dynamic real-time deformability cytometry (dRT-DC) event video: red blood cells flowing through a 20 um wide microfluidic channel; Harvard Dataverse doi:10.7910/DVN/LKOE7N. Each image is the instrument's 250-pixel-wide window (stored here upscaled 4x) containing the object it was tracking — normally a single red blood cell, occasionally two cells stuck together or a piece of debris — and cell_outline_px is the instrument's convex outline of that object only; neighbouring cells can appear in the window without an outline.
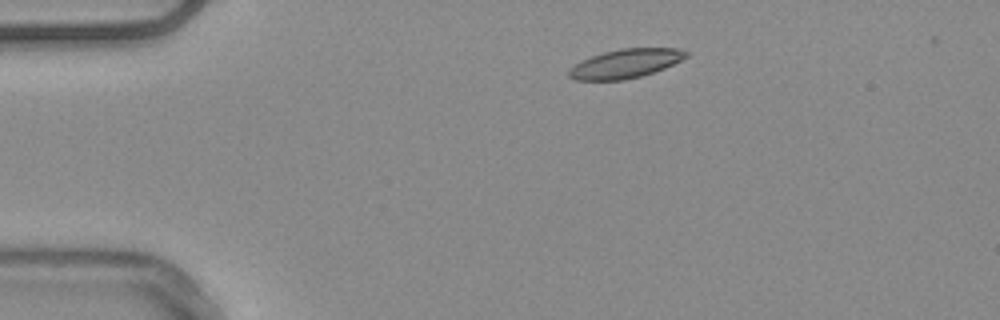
{"species": "common noctule bat (a hibernating species)", "species_latin": "Nyctalus noctula", "temperature_condition": "warm", "stored_images_in_passage": 45, "camera_frame_rate_fps": 3000, "um_per_image_px": 0.085, "animal": {"sex": "male", "body_mass_g": 20.4}, "frame": {"image": 1, "passage_image": 1, "time_ms": 0.0, "image_size_px": [1000, 320], "cell_outline_px": [[688, 56], [664, 68], [640, 76], [624, 80], [572, 80], [568, 76], [568, 72], [580, 60], [604, 52], [620, 48], [680, 48], [688, 52]], "centroid_in_image_um": [53.15, 5.4], "position_along_channel_um": 31.8, "area_um2": 19.65}}
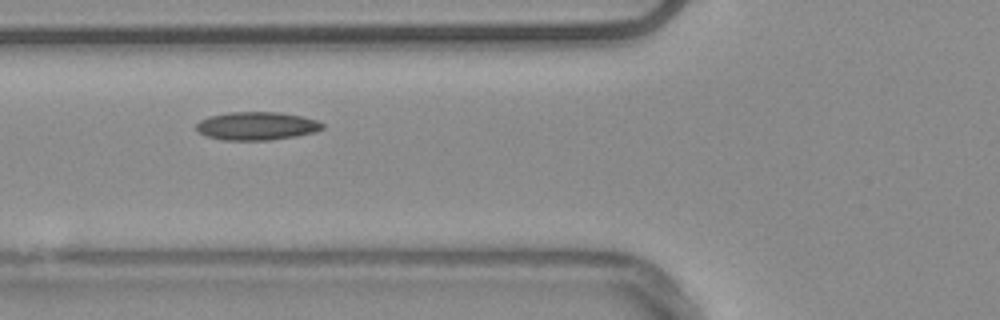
{"frame": {"image": 2, "passage_image": 11, "time_ms": 3.333, "image_size_px": [1000, 320], "cell_outline_px": [[324, 128], [316, 132], [296, 136], [268, 140], [224, 140], [208, 136], [200, 132], [196, 128], [196, 124], [200, 120], [208, 116], [228, 112], [280, 112], [300, 116], [316, 120], [324, 124]], "centroid_in_image_um": [21.83, 10.7], "position_along_channel_um": 104.0, "area_um2": 20.69}}
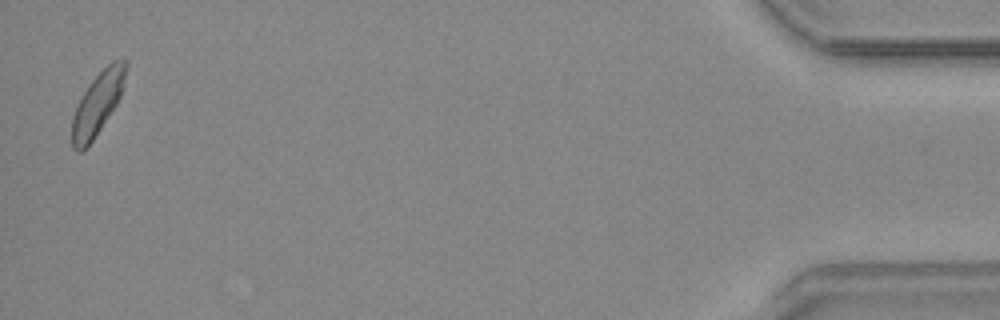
{"frame": {"image": 3, "passage_image": 44, "time_ms": 14.333, "image_size_px": [1000, 320], "cell_outline_px": [[128, 64], [120, 96], [116, 104], [92, 140], [80, 152], [76, 152], [72, 148], [72, 116], [80, 96], [88, 84], [112, 60], [124, 56], [128, 60]], "centroid_in_image_um": [8.29, 8.73], "position_along_channel_um": 426.9, "area_um2": 19.54}, "authors_computed_cell_mechanics": {"area_um2": 19.652, "velocity_mm_per_s": 3.733, "shape_relaxation_time_tau1_ms": null, "shape_relaxation_time_tau2_ms": 6.0314, "deformation_change_tau1": null, "deformation_change_tau2": 0.1051}}